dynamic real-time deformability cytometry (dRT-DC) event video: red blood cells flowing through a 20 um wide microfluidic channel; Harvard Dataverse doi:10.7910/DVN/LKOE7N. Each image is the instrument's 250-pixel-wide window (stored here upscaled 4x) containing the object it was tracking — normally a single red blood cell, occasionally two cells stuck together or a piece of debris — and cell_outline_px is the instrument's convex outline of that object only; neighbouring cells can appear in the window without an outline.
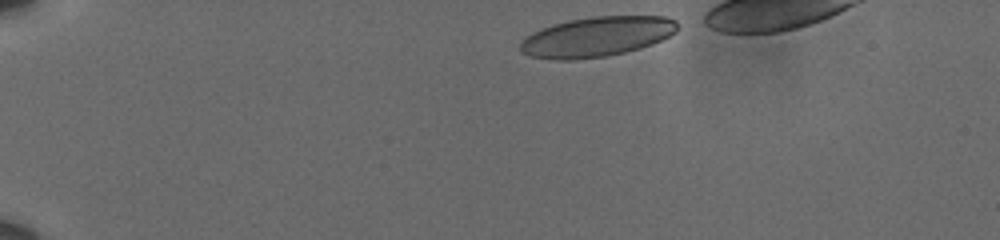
{"species": "human", "species_latin": "Homo sapiens", "temperature_condition": "cold", "stored_images_in_passage": 20, "camera_frame_rate_fps": 3000, "um_per_image_px": 0.085, "donor": {"sex": "male"}, "frame": {"image": 1, "passage_image": 1, "time_ms": 0.0, "image_size_px": [1000, 240], "cell_outline_px": [[676, 32], [652, 44], [640, 48], [624, 52], [604, 56], [572, 60], [556, 60], [532, 56], [520, 52], [520, 40], [532, 32], [552, 24], [568, 20], [592, 16], [668, 16], [676, 20]], "centroid_in_image_um": [50.69, 3.11], "position_along_channel_um": 34.3, "area_um2": 36.59}}
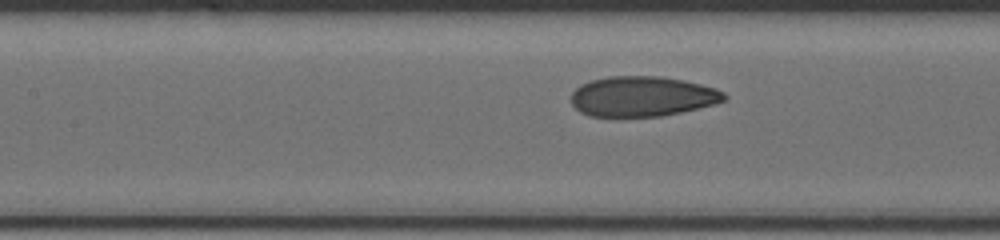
{"frame": {"image": 2, "passage_image": 14, "time_ms": 4.333, "image_size_px": [1000, 240], "cell_outline_px": [[728, 96], [724, 100], [716, 104], [680, 112], [660, 116], [588, 116], [580, 112], [572, 104], [572, 92], [580, 84], [592, 80], [608, 76], [660, 76], [684, 80], [716, 88], [724, 92]], "centroid_in_image_um": [54.6, 8.19], "position_along_channel_um": 152.8, "area_um2": 35.84}}
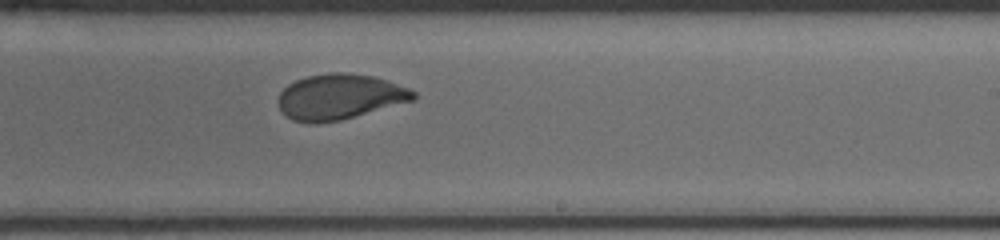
{"frame": {"image": 3, "passage_image": 20, "time_ms": 6.333, "image_size_px": [1000, 240], "cell_outline_px": [[416, 100], [340, 120], [308, 124], [292, 120], [284, 116], [280, 112], [276, 100], [280, 92], [288, 84], [296, 80], [308, 76], [328, 72], [348, 72], [372, 76], [388, 80], [408, 88], [416, 92]], "centroid_in_image_um": [28.84, 8.23], "position_along_channel_um": 260.2, "area_um2": 36.24}}